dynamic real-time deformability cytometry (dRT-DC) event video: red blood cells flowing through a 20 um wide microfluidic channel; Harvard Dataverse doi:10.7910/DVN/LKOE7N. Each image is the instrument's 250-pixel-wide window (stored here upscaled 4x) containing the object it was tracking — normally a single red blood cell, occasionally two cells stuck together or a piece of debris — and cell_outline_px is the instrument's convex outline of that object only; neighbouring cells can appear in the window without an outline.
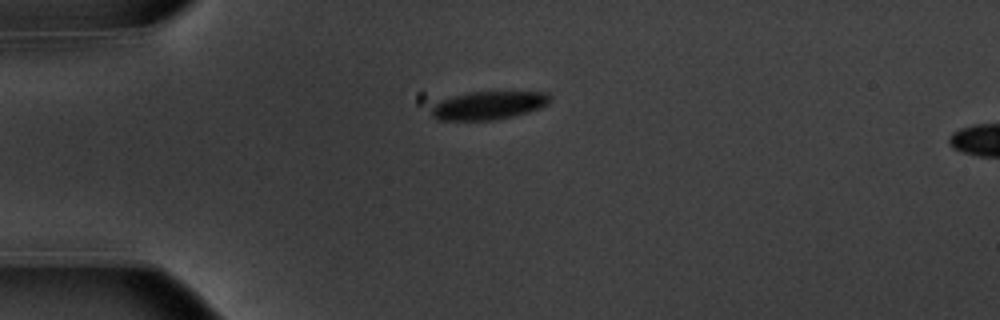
{"species": "common noctule bat (a hibernating species)", "species_latin": "Nyctalus noctula", "temperature_condition": "warm", "stored_images_in_passage": 3, "camera_frame_rate_fps": 3000, "um_per_image_px": 0.085, "animal": {"sex": "male", "body_mass_g": 20.1, "forearm_length_mm": 53.5}, "frame": {"image": 1, "passage_image": 3, "time_ms": 0.667, "image_size_px": [1000, 320], "cell_outline_px": [[552, 100], [548, 104], [540, 108], [528, 112], [512, 116], [492, 120], [436, 120], [416, 100], [416, 96], [420, 92], [548, 92], [552, 96]], "centroid_in_image_um": [40.88, 8.87], "position_along_channel_um": 44.1, "area_um2": 22.77}}